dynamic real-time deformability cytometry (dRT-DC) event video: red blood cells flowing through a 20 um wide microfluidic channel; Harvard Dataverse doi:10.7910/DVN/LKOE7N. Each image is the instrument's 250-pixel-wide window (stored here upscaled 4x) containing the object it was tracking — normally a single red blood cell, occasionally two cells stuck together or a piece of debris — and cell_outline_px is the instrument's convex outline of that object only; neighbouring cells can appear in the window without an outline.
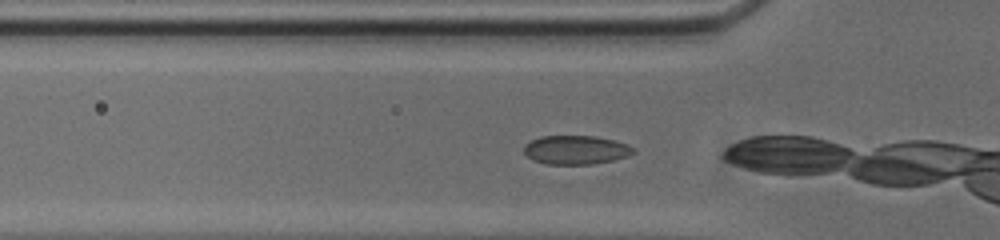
{"species": "common noctule bat (a hibernating species)", "species_latin": "Nyctalus noctula", "temperature_condition": "cold", "stored_images_in_passage": 4, "camera_frame_rate_fps": 3000, "um_per_image_px": 0.085, "animal": {"sex": "male", "body_mass_g": 20.0, "forearm_length_mm": 53.3}, "frame": {"image": 1, "passage_image": 2, "time_ms": 0.333, "image_size_px": [1000, 240], "cell_outline_px": [[636, 152], [628, 156], [612, 160], [592, 164], [544, 164], [532, 160], [524, 152], [524, 144], [540, 136], [596, 136], [628, 144], [636, 148]], "centroid_in_image_um": [48.95, 12.74], "position_along_channel_um": 76.8, "area_um2": 18.5}}